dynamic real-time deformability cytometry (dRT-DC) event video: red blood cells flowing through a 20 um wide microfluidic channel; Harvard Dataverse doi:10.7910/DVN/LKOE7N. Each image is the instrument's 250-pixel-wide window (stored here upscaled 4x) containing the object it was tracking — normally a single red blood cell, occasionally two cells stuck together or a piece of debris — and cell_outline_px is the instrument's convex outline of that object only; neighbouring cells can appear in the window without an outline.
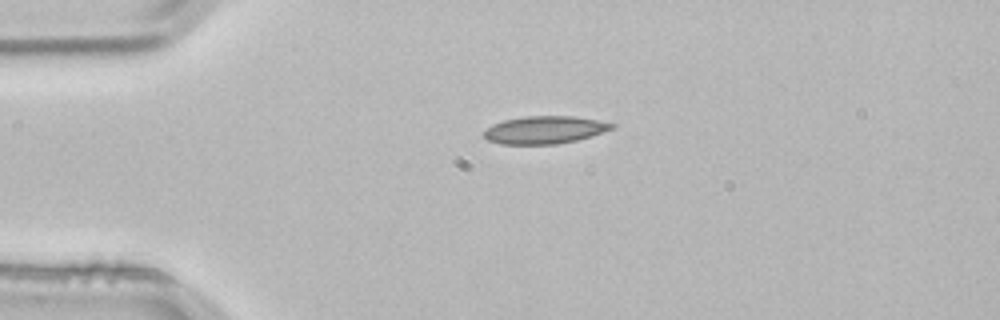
{"species": "common noctule bat (a hibernating species)", "species_latin": "Nyctalus noctula", "temperature_condition": "room temperature", "stored_images_in_passage": 1, "camera_frame_rate_fps": 3000, "um_per_image_px": 0.085, "animal": {"sex": "male", "body_mass_g": 21.5, "forearm_length_mm": 52.0}, "frame": {"image": 1, "passage_image": 1, "time_ms": 0.0, "image_size_px": [1000, 320], "cell_outline_px": [[616, 128], [592, 136], [576, 140], [556, 144], [500, 144], [488, 140], [484, 136], [484, 132], [492, 124], [504, 120], [524, 116], [572, 116], [596, 120], [616, 124]], "centroid_in_image_um": [46.32, 11.04], "position_along_channel_um": 38.7, "area_um2": 20.58}}